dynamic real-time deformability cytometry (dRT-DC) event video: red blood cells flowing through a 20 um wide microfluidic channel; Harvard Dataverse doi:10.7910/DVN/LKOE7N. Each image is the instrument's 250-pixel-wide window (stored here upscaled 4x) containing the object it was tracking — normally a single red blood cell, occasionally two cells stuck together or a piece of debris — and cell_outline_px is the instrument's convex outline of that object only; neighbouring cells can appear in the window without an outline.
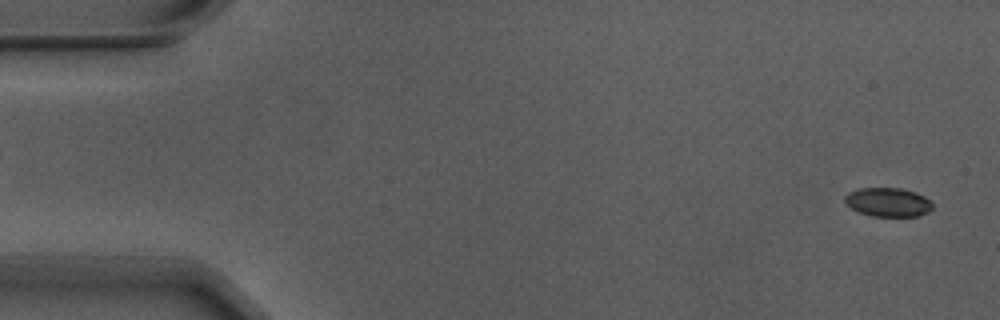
{"species": "Egyptian fruit bat (a non-hibernating species)", "species_latin": "Rousettus aegyptiacus", "temperature_condition": "warm", "stored_images_in_passage": 5, "segment_of_instrument_passage": [2, 2], "camera_frame_rate_fps": 3000, "um_per_image_px": 0.085, "animal": {"sex": "male"}, "frame": {"image": 1, "passage_image": 5, "time_ms": 1.333, "image_size_px": [1000, 320], "cell_outline_px": [[932, 208], [928, 212], [916, 216], [872, 216], [860, 212], [852, 208], [844, 200], [844, 196], [848, 192], [856, 188], [900, 188], [916, 192], [924, 196], [932, 204]], "centroid_in_image_um": [75.46, 17.17], "position_along_channel_um": 9.5, "area_um2": 14.68}}